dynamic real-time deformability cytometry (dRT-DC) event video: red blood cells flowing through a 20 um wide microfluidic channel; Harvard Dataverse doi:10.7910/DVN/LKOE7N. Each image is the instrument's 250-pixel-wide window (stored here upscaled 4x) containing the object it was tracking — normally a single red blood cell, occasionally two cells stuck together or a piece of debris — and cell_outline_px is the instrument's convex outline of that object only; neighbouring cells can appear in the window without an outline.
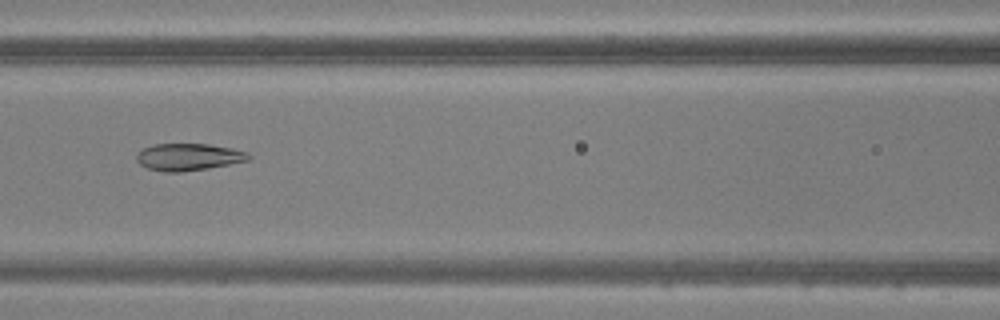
{"species": "common noctule bat (a hibernating species)", "species_latin": "Nyctalus noctula", "temperature_condition": "warm", "stored_images_in_passage": 49, "camera_frame_rate_fps": 3000, "um_per_image_px": 0.085, "animal": {"sex": "male", "body_mass_g": 20.5, "forearm_length_mm": 52.5}, "frame": {"image": 1, "passage_image": 22, "time_ms": 7.0, "image_size_px": [1000, 320], "cell_outline_px": [[252, 156], [248, 160], [208, 168], [180, 172], [164, 172], [148, 168], [140, 164], [136, 160], [136, 152], [152, 144], [208, 144], [232, 148], [248, 152]], "centroid_in_image_um": [16.0, 13.33], "position_along_channel_um": 150.6, "area_um2": 17.69}}
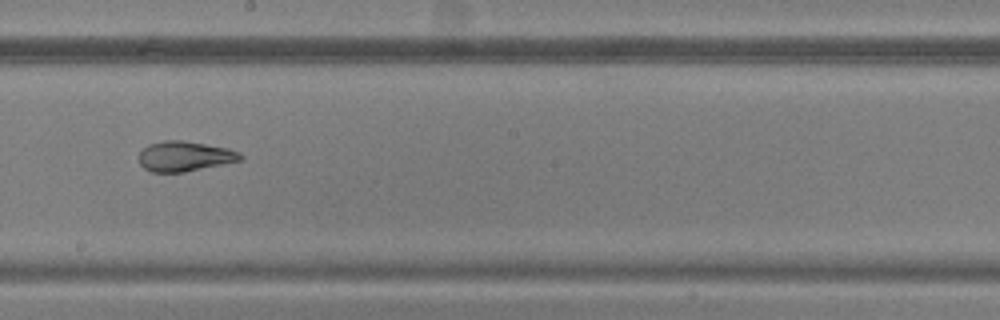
{"frame": {"image": 2, "passage_image": 28, "time_ms": 9.0, "image_size_px": [1000, 320], "cell_outline_px": [[244, 156], [240, 160], [184, 172], [152, 172], [144, 168], [140, 164], [140, 152], [148, 144], [164, 140], [184, 140], [228, 148], [240, 152]], "centroid_in_image_um": [15.69, 13.27], "position_along_channel_um": 232.5, "area_um2": 17.69}}
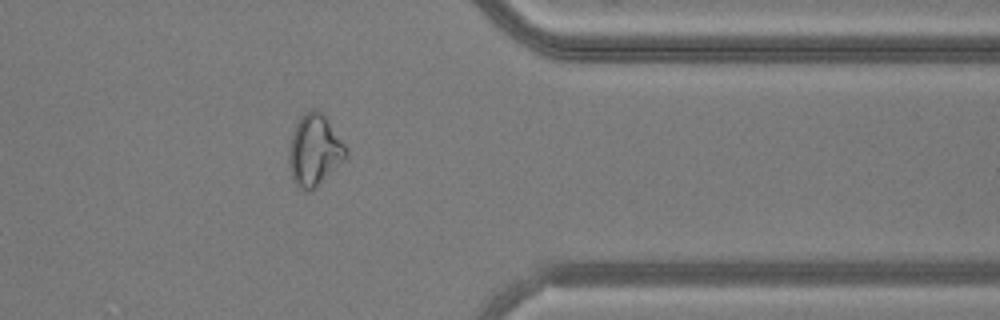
{"frame": {"image": 3, "passage_image": 40, "time_ms": 13.0, "image_size_px": [1000, 320], "cell_outline_px": [[348, 152], [344, 160], [312, 192], [300, 188], [296, 184], [292, 176], [288, 164], [288, 152], [292, 132], [300, 116], [304, 112], [312, 108], [316, 108], [324, 116], [348, 148]], "centroid_in_image_um": [26.72, 12.77], "position_along_channel_um": 384.7, "area_um2": 23.76}}